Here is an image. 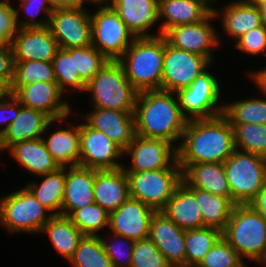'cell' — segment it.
<instances>
[{"instance_id": "obj_28", "label": "cell", "mask_w": 266, "mask_h": 267, "mask_svg": "<svg viewBox=\"0 0 266 267\" xmlns=\"http://www.w3.org/2000/svg\"><path fill=\"white\" fill-rule=\"evenodd\" d=\"M178 227L184 230L203 227L201 209L194 195V188L181 182L162 210Z\"/></svg>"}, {"instance_id": "obj_26", "label": "cell", "mask_w": 266, "mask_h": 267, "mask_svg": "<svg viewBox=\"0 0 266 267\" xmlns=\"http://www.w3.org/2000/svg\"><path fill=\"white\" fill-rule=\"evenodd\" d=\"M12 161L33 177L57 171L60 166L45 146L42 138L15 143L7 151Z\"/></svg>"}, {"instance_id": "obj_21", "label": "cell", "mask_w": 266, "mask_h": 267, "mask_svg": "<svg viewBox=\"0 0 266 267\" xmlns=\"http://www.w3.org/2000/svg\"><path fill=\"white\" fill-rule=\"evenodd\" d=\"M154 212L151 207L129 197L118 209L109 213L108 231L134 241L148 238Z\"/></svg>"}, {"instance_id": "obj_32", "label": "cell", "mask_w": 266, "mask_h": 267, "mask_svg": "<svg viewBox=\"0 0 266 267\" xmlns=\"http://www.w3.org/2000/svg\"><path fill=\"white\" fill-rule=\"evenodd\" d=\"M39 178L42 179L40 180ZM65 180L66 167H60L55 172L37 176L35 181H29L25 183L24 186L53 215H59L62 209Z\"/></svg>"}, {"instance_id": "obj_20", "label": "cell", "mask_w": 266, "mask_h": 267, "mask_svg": "<svg viewBox=\"0 0 266 267\" xmlns=\"http://www.w3.org/2000/svg\"><path fill=\"white\" fill-rule=\"evenodd\" d=\"M108 4L135 37L160 35L159 0H110Z\"/></svg>"}, {"instance_id": "obj_1", "label": "cell", "mask_w": 266, "mask_h": 267, "mask_svg": "<svg viewBox=\"0 0 266 267\" xmlns=\"http://www.w3.org/2000/svg\"><path fill=\"white\" fill-rule=\"evenodd\" d=\"M236 150L234 130L221 114L209 119L189 120L177 148L183 172L194 163H224Z\"/></svg>"}, {"instance_id": "obj_27", "label": "cell", "mask_w": 266, "mask_h": 267, "mask_svg": "<svg viewBox=\"0 0 266 267\" xmlns=\"http://www.w3.org/2000/svg\"><path fill=\"white\" fill-rule=\"evenodd\" d=\"M93 190L95 203L109 213L118 209L130 197L128 177L123 168L96 169Z\"/></svg>"}, {"instance_id": "obj_57", "label": "cell", "mask_w": 266, "mask_h": 267, "mask_svg": "<svg viewBox=\"0 0 266 267\" xmlns=\"http://www.w3.org/2000/svg\"><path fill=\"white\" fill-rule=\"evenodd\" d=\"M258 265H259V267H266V254H265L263 260Z\"/></svg>"}, {"instance_id": "obj_16", "label": "cell", "mask_w": 266, "mask_h": 267, "mask_svg": "<svg viewBox=\"0 0 266 267\" xmlns=\"http://www.w3.org/2000/svg\"><path fill=\"white\" fill-rule=\"evenodd\" d=\"M79 166L97 170H116L123 167L124 151L103 132L88 126L80 118ZM122 161V162H121Z\"/></svg>"}, {"instance_id": "obj_58", "label": "cell", "mask_w": 266, "mask_h": 267, "mask_svg": "<svg viewBox=\"0 0 266 267\" xmlns=\"http://www.w3.org/2000/svg\"><path fill=\"white\" fill-rule=\"evenodd\" d=\"M172 267H194V266H185V265H180V266H172Z\"/></svg>"}, {"instance_id": "obj_33", "label": "cell", "mask_w": 266, "mask_h": 267, "mask_svg": "<svg viewBox=\"0 0 266 267\" xmlns=\"http://www.w3.org/2000/svg\"><path fill=\"white\" fill-rule=\"evenodd\" d=\"M261 96V97H258ZM223 102L222 115L229 124H265L266 125V95L259 93L251 98L232 99ZM233 101V102H232Z\"/></svg>"}, {"instance_id": "obj_50", "label": "cell", "mask_w": 266, "mask_h": 267, "mask_svg": "<svg viewBox=\"0 0 266 267\" xmlns=\"http://www.w3.org/2000/svg\"><path fill=\"white\" fill-rule=\"evenodd\" d=\"M264 67L256 68V70H252L251 68L248 70H245L244 74L247 75V79H249L251 83H253V86L255 85L257 89V94L261 93L263 95H266V64H264ZM252 80V81H251Z\"/></svg>"}, {"instance_id": "obj_18", "label": "cell", "mask_w": 266, "mask_h": 267, "mask_svg": "<svg viewBox=\"0 0 266 267\" xmlns=\"http://www.w3.org/2000/svg\"><path fill=\"white\" fill-rule=\"evenodd\" d=\"M219 0H213V13L220 21V27L222 28L221 34L218 33V39L223 49V37L225 33L226 39L232 40L233 44L245 35L250 30L262 26V16L260 7L248 5L241 0L228 1L225 4ZM219 5V8L217 7ZM219 19V20H218ZM222 38H221V37Z\"/></svg>"}, {"instance_id": "obj_36", "label": "cell", "mask_w": 266, "mask_h": 267, "mask_svg": "<svg viewBox=\"0 0 266 267\" xmlns=\"http://www.w3.org/2000/svg\"><path fill=\"white\" fill-rule=\"evenodd\" d=\"M221 237L222 232L212 227L185 230V266L197 267Z\"/></svg>"}, {"instance_id": "obj_29", "label": "cell", "mask_w": 266, "mask_h": 267, "mask_svg": "<svg viewBox=\"0 0 266 267\" xmlns=\"http://www.w3.org/2000/svg\"><path fill=\"white\" fill-rule=\"evenodd\" d=\"M51 119L41 111L21 105L18 117L0 137V154H5L12 145L30 139L42 138Z\"/></svg>"}, {"instance_id": "obj_8", "label": "cell", "mask_w": 266, "mask_h": 267, "mask_svg": "<svg viewBox=\"0 0 266 267\" xmlns=\"http://www.w3.org/2000/svg\"><path fill=\"white\" fill-rule=\"evenodd\" d=\"M211 64L193 83L176 94L182 114L189 120L209 119L222 114L224 97L220 78L212 73ZM210 68V69H209ZM222 102V103H221Z\"/></svg>"}, {"instance_id": "obj_47", "label": "cell", "mask_w": 266, "mask_h": 267, "mask_svg": "<svg viewBox=\"0 0 266 267\" xmlns=\"http://www.w3.org/2000/svg\"><path fill=\"white\" fill-rule=\"evenodd\" d=\"M13 0H0V46L11 45L19 30ZM12 2V3H11Z\"/></svg>"}, {"instance_id": "obj_9", "label": "cell", "mask_w": 266, "mask_h": 267, "mask_svg": "<svg viewBox=\"0 0 266 267\" xmlns=\"http://www.w3.org/2000/svg\"><path fill=\"white\" fill-rule=\"evenodd\" d=\"M129 195L155 211H162L182 182V171L176 160L168 169L126 172Z\"/></svg>"}, {"instance_id": "obj_31", "label": "cell", "mask_w": 266, "mask_h": 267, "mask_svg": "<svg viewBox=\"0 0 266 267\" xmlns=\"http://www.w3.org/2000/svg\"><path fill=\"white\" fill-rule=\"evenodd\" d=\"M40 234L48 237L53 250L67 262L73 256L84 234L73 224L69 216L53 215Z\"/></svg>"}, {"instance_id": "obj_10", "label": "cell", "mask_w": 266, "mask_h": 267, "mask_svg": "<svg viewBox=\"0 0 266 267\" xmlns=\"http://www.w3.org/2000/svg\"><path fill=\"white\" fill-rule=\"evenodd\" d=\"M91 7L92 45L108 60H118L136 37L109 4Z\"/></svg>"}, {"instance_id": "obj_6", "label": "cell", "mask_w": 266, "mask_h": 267, "mask_svg": "<svg viewBox=\"0 0 266 267\" xmlns=\"http://www.w3.org/2000/svg\"><path fill=\"white\" fill-rule=\"evenodd\" d=\"M53 214L25 187L0 196V227L12 235H40Z\"/></svg>"}, {"instance_id": "obj_49", "label": "cell", "mask_w": 266, "mask_h": 267, "mask_svg": "<svg viewBox=\"0 0 266 267\" xmlns=\"http://www.w3.org/2000/svg\"><path fill=\"white\" fill-rule=\"evenodd\" d=\"M0 78L10 85L14 78V57L11 45L0 46Z\"/></svg>"}, {"instance_id": "obj_53", "label": "cell", "mask_w": 266, "mask_h": 267, "mask_svg": "<svg viewBox=\"0 0 266 267\" xmlns=\"http://www.w3.org/2000/svg\"><path fill=\"white\" fill-rule=\"evenodd\" d=\"M11 95V85L5 79L0 78V102L8 99Z\"/></svg>"}, {"instance_id": "obj_45", "label": "cell", "mask_w": 266, "mask_h": 267, "mask_svg": "<svg viewBox=\"0 0 266 267\" xmlns=\"http://www.w3.org/2000/svg\"><path fill=\"white\" fill-rule=\"evenodd\" d=\"M130 267H172L166 257L149 239L135 241Z\"/></svg>"}, {"instance_id": "obj_56", "label": "cell", "mask_w": 266, "mask_h": 267, "mask_svg": "<svg viewBox=\"0 0 266 267\" xmlns=\"http://www.w3.org/2000/svg\"><path fill=\"white\" fill-rule=\"evenodd\" d=\"M90 5L108 4L110 0H86Z\"/></svg>"}, {"instance_id": "obj_5", "label": "cell", "mask_w": 266, "mask_h": 267, "mask_svg": "<svg viewBox=\"0 0 266 267\" xmlns=\"http://www.w3.org/2000/svg\"><path fill=\"white\" fill-rule=\"evenodd\" d=\"M84 95H89V107L135 111L138 91L126 78L121 63L108 60L86 84Z\"/></svg>"}, {"instance_id": "obj_25", "label": "cell", "mask_w": 266, "mask_h": 267, "mask_svg": "<svg viewBox=\"0 0 266 267\" xmlns=\"http://www.w3.org/2000/svg\"><path fill=\"white\" fill-rule=\"evenodd\" d=\"M95 175L96 169L79 165L66 167L61 215L70 216L75 210L95 203Z\"/></svg>"}, {"instance_id": "obj_24", "label": "cell", "mask_w": 266, "mask_h": 267, "mask_svg": "<svg viewBox=\"0 0 266 267\" xmlns=\"http://www.w3.org/2000/svg\"><path fill=\"white\" fill-rule=\"evenodd\" d=\"M160 35L167 30L204 20L213 11V0H159Z\"/></svg>"}, {"instance_id": "obj_43", "label": "cell", "mask_w": 266, "mask_h": 267, "mask_svg": "<svg viewBox=\"0 0 266 267\" xmlns=\"http://www.w3.org/2000/svg\"><path fill=\"white\" fill-rule=\"evenodd\" d=\"M108 59L93 45L74 48L75 72L79 73L81 80L87 84L106 64Z\"/></svg>"}, {"instance_id": "obj_2", "label": "cell", "mask_w": 266, "mask_h": 267, "mask_svg": "<svg viewBox=\"0 0 266 267\" xmlns=\"http://www.w3.org/2000/svg\"><path fill=\"white\" fill-rule=\"evenodd\" d=\"M134 116L137 135L163 139L178 148L188 120L182 114L176 93L138 92Z\"/></svg>"}, {"instance_id": "obj_39", "label": "cell", "mask_w": 266, "mask_h": 267, "mask_svg": "<svg viewBox=\"0 0 266 267\" xmlns=\"http://www.w3.org/2000/svg\"><path fill=\"white\" fill-rule=\"evenodd\" d=\"M17 2L18 7L14 6L19 28L47 27L49 25L50 16L55 9L51 0H18ZM21 17L23 18L21 19Z\"/></svg>"}, {"instance_id": "obj_46", "label": "cell", "mask_w": 266, "mask_h": 267, "mask_svg": "<svg viewBox=\"0 0 266 267\" xmlns=\"http://www.w3.org/2000/svg\"><path fill=\"white\" fill-rule=\"evenodd\" d=\"M233 48H236L237 52L245 55L252 56H266V29L263 26H259L247 32L241 38H239Z\"/></svg>"}, {"instance_id": "obj_37", "label": "cell", "mask_w": 266, "mask_h": 267, "mask_svg": "<svg viewBox=\"0 0 266 267\" xmlns=\"http://www.w3.org/2000/svg\"><path fill=\"white\" fill-rule=\"evenodd\" d=\"M68 262L70 267H113L100 236L84 235Z\"/></svg>"}, {"instance_id": "obj_13", "label": "cell", "mask_w": 266, "mask_h": 267, "mask_svg": "<svg viewBox=\"0 0 266 267\" xmlns=\"http://www.w3.org/2000/svg\"><path fill=\"white\" fill-rule=\"evenodd\" d=\"M211 64L207 58L176 48L165 39L161 90L177 93L189 87Z\"/></svg>"}, {"instance_id": "obj_7", "label": "cell", "mask_w": 266, "mask_h": 267, "mask_svg": "<svg viewBox=\"0 0 266 267\" xmlns=\"http://www.w3.org/2000/svg\"><path fill=\"white\" fill-rule=\"evenodd\" d=\"M225 174L236 204H249L266 185V159L235 150L224 162Z\"/></svg>"}, {"instance_id": "obj_35", "label": "cell", "mask_w": 266, "mask_h": 267, "mask_svg": "<svg viewBox=\"0 0 266 267\" xmlns=\"http://www.w3.org/2000/svg\"><path fill=\"white\" fill-rule=\"evenodd\" d=\"M52 63L57 85L67 99H71L70 93L74 95L75 92L78 96L84 94L86 84L79 77V73L75 72L74 48H59Z\"/></svg>"}, {"instance_id": "obj_44", "label": "cell", "mask_w": 266, "mask_h": 267, "mask_svg": "<svg viewBox=\"0 0 266 267\" xmlns=\"http://www.w3.org/2000/svg\"><path fill=\"white\" fill-rule=\"evenodd\" d=\"M247 264L221 237L197 267H245Z\"/></svg>"}, {"instance_id": "obj_30", "label": "cell", "mask_w": 266, "mask_h": 267, "mask_svg": "<svg viewBox=\"0 0 266 267\" xmlns=\"http://www.w3.org/2000/svg\"><path fill=\"white\" fill-rule=\"evenodd\" d=\"M182 181L191 188H199L231 199L224 163H194L182 172Z\"/></svg>"}, {"instance_id": "obj_52", "label": "cell", "mask_w": 266, "mask_h": 267, "mask_svg": "<svg viewBox=\"0 0 266 267\" xmlns=\"http://www.w3.org/2000/svg\"><path fill=\"white\" fill-rule=\"evenodd\" d=\"M54 8H75L90 6L86 0H51ZM88 4V5H87Z\"/></svg>"}, {"instance_id": "obj_12", "label": "cell", "mask_w": 266, "mask_h": 267, "mask_svg": "<svg viewBox=\"0 0 266 267\" xmlns=\"http://www.w3.org/2000/svg\"><path fill=\"white\" fill-rule=\"evenodd\" d=\"M48 28L57 40L59 48L92 46L91 14L87 6L55 8Z\"/></svg>"}, {"instance_id": "obj_34", "label": "cell", "mask_w": 266, "mask_h": 267, "mask_svg": "<svg viewBox=\"0 0 266 267\" xmlns=\"http://www.w3.org/2000/svg\"><path fill=\"white\" fill-rule=\"evenodd\" d=\"M194 195L201 209L203 227L216 228L222 232L236 204L228 197L199 188H194Z\"/></svg>"}, {"instance_id": "obj_19", "label": "cell", "mask_w": 266, "mask_h": 267, "mask_svg": "<svg viewBox=\"0 0 266 267\" xmlns=\"http://www.w3.org/2000/svg\"><path fill=\"white\" fill-rule=\"evenodd\" d=\"M14 96L22 106L41 111L50 119L62 118L74 112V107L60 91L57 82L41 81L22 86Z\"/></svg>"}, {"instance_id": "obj_40", "label": "cell", "mask_w": 266, "mask_h": 267, "mask_svg": "<svg viewBox=\"0 0 266 267\" xmlns=\"http://www.w3.org/2000/svg\"><path fill=\"white\" fill-rule=\"evenodd\" d=\"M234 130L237 150L249 152L266 159L265 124H230Z\"/></svg>"}, {"instance_id": "obj_3", "label": "cell", "mask_w": 266, "mask_h": 267, "mask_svg": "<svg viewBox=\"0 0 266 267\" xmlns=\"http://www.w3.org/2000/svg\"><path fill=\"white\" fill-rule=\"evenodd\" d=\"M165 37H136L118 59L125 76L138 91L161 90Z\"/></svg>"}, {"instance_id": "obj_48", "label": "cell", "mask_w": 266, "mask_h": 267, "mask_svg": "<svg viewBox=\"0 0 266 267\" xmlns=\"http://www.w3.org/2000/svg\"><path fill=\"white\" fill-rule=\"evenodd\" d=\"M20 110L21 104L13 94L8 99L0 102V137L18 117Z\"/></svg>"}, {"instance_id": "obj_4", "label": "cell", "mask_w": 266, "mask_h": 267, "mask_svg": "<svg viewBox=\"0 0 266 267\" xmlns=\"http://www.w3.org/2000/svg\"><path fill=\"white\" fill-rule=\"evenodd\" d=\"M222 237L245 262L258 265L266 254V221L249 204L234 206Z\"/></svg>"}, {"instance_id": "obj_51", "label": "cell", "mask_w": 266, "mask_h": 267, "mask_svg": "<svg viewBox=\"0 0 266 267\" xmlns=\"http://www.w3.org/2000/svg\"><path fill=\"white\" fill-rule=\"evenodd\" d=\"M249 205L266 221V185L259 191Z\"/></svg>"}, {"instance_id": "obj_41", "label": "cell", "mask_w": 266, "mask_h": 267, "mask_svg": "<svg viewBox=\"0 0 266 267\" xmlns=\"http://www.w3.org/2000/svg\"><path fill=\"white\" fill-rule=\"evenodd\" d=\"M69 217L84 235L99 236L108 231L109 212L97 203L75 210Z\"/></svg>"}, {"instance_id": "obj_55", "label": "cell", "mask_w": 266, "mask_h": 267, "mask_svg": "<svg viewBox=\"0 0 266 267\" xmlns=\"http://www.w3.org/2000/svg\"><path fill=\"white\" fill-rule=\"evenodd\" d=\"M261 16H262V26L266 29V3L260 7Z\"/></svg>"}, {"instance_id": "obj_17", "label": "cell", "mask_w": 266, "mask_h": 267, "mask_svg": "<svg viewBox=\"0 0 266 267\" xmlns=\"http://www.w3.org/2000/svg\"><path fill=\"white\" fill-rule=\"evenodd\" d=\"M74 109L77 116H83L82 121L91 128L103 132L123 151L128 148L136 135L135 111L91 107L90 111L87 110L83 115V113L77 112L79 108Z\"/></svg>"}, {"instance_id": "obj_38", "label": "cell", "mask_w": 266, "mask_h": 267, "mask_svg": "<svg viewBox=\"0 0 266 267\" xmlns=\"http://www.w3.org/2000/svg\"><path fill=\"white\" fill-rule=\"evenodd\" d=\"M56 82L52 62L14 61V78L11 91L14 95L22 86L35 82Z\"/></svg>"}, {"instance_id": "obj_23", "label": "cell", "mask_w": 266, "mask_h": 267, "mask_svg": "<svg viewBox=\"0 0 266 267\" xmlns=\"http://www.w3.org/2000/svg\"><path fill=\"white\" fill-rule=\"evenodd\" d=\"M148 238L172 266L185 265V230L178 227L164 212H154Z\"/></svg>"}, {"instance_id": "obj_14", "label": "cell", "mask_w": 266, "mask_h": 267, "mask_svg": "<svg viewBox=\"0 0 266 267\" xmlns=\"http://www.w3.org/2000/svg\"><path fill=\"white\" fill-rule=\"evenodd\" d=\"M125 172H142L168 169L177 160V148L163 139L145 138L135 135L133 141L124 151Z\"/></svg>"}, {"instance_id": "obj_22", "label": "cell", "mask_w": 266, "mask_h": 267, "mask_svg": "<svg viewBox=\"0 0 266 267\" xmlns=\"http://www.w3.org/2000/svg\"><path fill=\"white\" fill-rule=\"evenodd\" d=\"M14 61L52 62L59 49L47 27L19 28L11 43Z\"/></svg>"}, {"instance_id": "obj_54", "label": "cell", "mask_w": 266, "mask_h": 267, "mask_svg": "<svg viewBox=\"0 0 266 267\" xmlns=\"http://www.w3.org/2000/svg\"><path fill=\"white\" fill-rule=\"evenodd\" d=\"M241 1L243 3L256 7H261L264 3H266V0H241Z\"/></svg>"}, {"instance_id": "obj_11", "label": "cell", "mask_w": 266, "mask_h": 267, "mask_svg": "<svg viewBox=\"0 0 266 267\" xmlns=\"http://www.w3.org/2000/svg\"><path fill=\"white\" fill-rule=\"evenodd\" d=\"M216 20L212 11L204 20L171 28L163 36L170 45L203 56L216 64L215 52L222 48L218 39L219 30L213 24Z\"/></svg>"}, {"instance_id": "obj_42", "label": "cell", "mask_w": 266, "mask_h": 267, "mask_svg": "<svg viewBox=\"0 0 266 267\" xmlns=\"http://www.w3.org/2000/svg\"><path fill=\"white\" fill-rule=\"evenodd\" d=\"M99 236L113 267H130L135 241L109 231Z\"/></svg>"}, {"instance_id": "obj_15", "label": "cell", "mask_w": 266, "mask_h": 267, "mask_svg": "<svg viewBox=\"0 0 266 267\" xmlns=\"http://www.w3.org/2000/svg\"><path fill=\"white\" fill-rule=\"evenodd\" d=\"M71 117H75L74 119L77 122H75L76 120L74 122L69 121L68 119ZM79 121V116L77 117L76 113L72 112L65 117L51 119L45 127L42 139L49 153L60 167L79 165L81 132ZM54 124L58 126L55 127V130ZM64 125L66 127H63ZM51 128L52 132H50Z\"/></svg>"}]
</instances>
